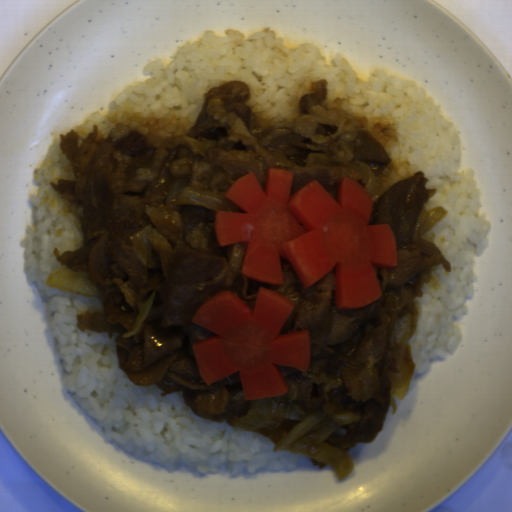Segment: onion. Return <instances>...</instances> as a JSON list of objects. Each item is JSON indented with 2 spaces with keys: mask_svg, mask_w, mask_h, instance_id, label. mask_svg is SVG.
Listing matches in <instances>:
<instances>
[{
  "mask_svg": "<svg viewBox=\"0 0 512 512\" xmlns=\"http://www.w3.org/2000/svg\"><path fill=\"white\" fill-rule=\"evenodd\" d=\"M282 418L300 422L273 451L305 454L332 468L339 481L351 474L353 461L350 455L325 442L337 428L336 422L325 414L302 415L293 406L272 396L255 398L250 409L232 424L239 430L257 434L270 430Z\"/></svg>",
  "mask_w": 512,
  "mask_h": 512,
  "instance_id": "06740285",
  "label": "onion"
},
{
  "mask_svg": "<svg viewBox=\"0 0 512 512\" xmlns=\"http://www.w3.org/2000/svg\"><path fill=\"white\" fill-rule=\"evenodd\" d=\"M417 329L418 321L415 316L406 314L400 317L395 338L397 349L392 353L387 368L391 380L390 406L392 415L398 410L395 397L397 400L405 399L414 376L416 364L408 344Z\"/></svg>",
  "mask_w": 512,
  "mask_h": 512,
  "instance_id": "6bf65262",
  "label": "onion"
},
{
  "mask_svg": "<svg viewBox=\"0 0 512 512\" xmlns=\"http://www.w3.org/2000/svg\"><path fill=\"white\" fill-rule=\"evenodd\" d=\"M151 227L152 225H148L135 233L132 240L133 250L139 258L140 262L144 265L148 264L151 258L150 243L147 239L151 233Z\"/></svg>",
  "mask_w": 512,
  "mask_h": 512,
  "instance_id": "275d332c",
  "label": "onion"
},
{
  "mask_svg": "<svg viewBox=\"0 0 512 512\" xmlns=\"http://www.w3.org/2000/svg\"><path fill=\"white\" fill-rule=\"evenodd\" d=\"M46 286L84 298H96L102 293L90 275L59 269L51 272Z\"/></svg>",
  "mask_w": 512,
  "mask_h": 512,
  "instance_id": "23ac38db",
  "label": "onion"
},
{
  "mask_svg": "<svg viewBox=\"0 0 512 512\" xmlns=\"http://www.w3.org/2000/svg\"><path fill=\"white\" fill-rule=\"evenodd\" d=\"M175 204H196L213 212L226 211L240 213L242 210L229 198L196 187L189 186L188 177L176 178L168 193L167 202Z\"/></svg>",
  "mask_w": 512,
  "mask_h": 512,
  "instance_id": "55239325",
  "label": "onion"
},
{
  "mask_svg": "<svg viewBox=\"0 0 512 512\" xmlns=\"http://www.w3.org/2000/svg\"><path fill=\"white\" fill-rule=\"evenodd\" d=\"M307 165L313 166H323V167H346V168H355L358 170H362L368 176V181L363 187L366 192L369 194L372 203L377 200L385 191V188L376 181V178L372 172V170L366 165L359 162L353 163H338L336 161L331 160L327 156L322 154H309L306 158Z\"/></svg>",
  "mask_w": 512,
  "mask_h": 512,
  "instance_id": "2ce2d468",
  "label": "onion"
},
{
  "mask_svg": "<svg viewBox=\"0 0 512 512\" xmlns=\"http://www.w3.org/2000/svg\"><path fill=\"white\" fill-rule=\"evenodd\" d=\"M154 293L155 289L153 293L150 295V297L141 305L140 310L138 312L136 323L131 331H129L128 333H124V339L132 336L133 334L139 331L140 327L142 326L143 322L145 321L146 317L148 316L151 310V306L154 299Z\"/></svg>",
  "mask_w": 512,
  "mask_h": 512,
  "instance_id": "25a0d678",
  "label": "onion"
},
{
  "mask_svg": "<svg viewBox=\"0 0 512 512\" xmlns=\"http://www.w3.org/2000/svg\"><path fill=\"white\" fill-rule=\"evenodd\" d=\"M446 213V208L441 206L434 207L428 211L421 236L423 237L428 231H430L446 215Z\"/></svg>",
  "mask_w": 512,
  "mask_h": 512,
  "instance_id": "bf0cefb9",
  "label": "onion"
}]
</instances>
